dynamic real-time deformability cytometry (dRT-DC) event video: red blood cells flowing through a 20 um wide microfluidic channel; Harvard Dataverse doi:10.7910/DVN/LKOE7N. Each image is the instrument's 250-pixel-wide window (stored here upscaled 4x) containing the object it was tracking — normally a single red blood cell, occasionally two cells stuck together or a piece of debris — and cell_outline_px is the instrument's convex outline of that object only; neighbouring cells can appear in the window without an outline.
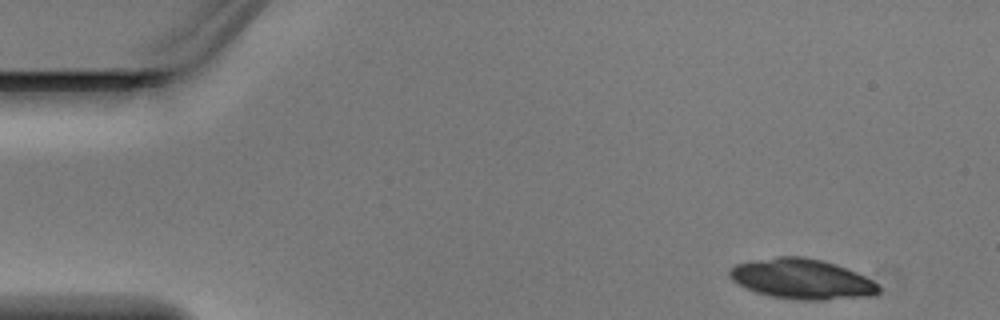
{"species": "Egyptian fruit bat (a non-hibernating species)", "species_latin": "Rousettus aegyptiacus", "temperature_condition": "warm", "stored_images_in_passage": 4, "camera_frame_rate_fps": 3000, "um_per_image_px": 0.085, "animal": {"sex": "male"}, "frame": {"image": 1, "passage_image": 1, "time_ms": 0.0, "image_size_px": [1000, 320], "cell_outline_px": [[880, 292], [872, 296], [824, 300], [804, 300], [772, 296], [756, 292], [732, 280], [728, 276], [728, 272], [736, 264], [752, 260], [776, 256], [804, 256], [836, 264], [856, 272], [872, 280], [880, 288]], "centroid_in_image_um": [68.17, 23.71], "position_along_channel_um": 16.8, "area_um2": 34.74}}